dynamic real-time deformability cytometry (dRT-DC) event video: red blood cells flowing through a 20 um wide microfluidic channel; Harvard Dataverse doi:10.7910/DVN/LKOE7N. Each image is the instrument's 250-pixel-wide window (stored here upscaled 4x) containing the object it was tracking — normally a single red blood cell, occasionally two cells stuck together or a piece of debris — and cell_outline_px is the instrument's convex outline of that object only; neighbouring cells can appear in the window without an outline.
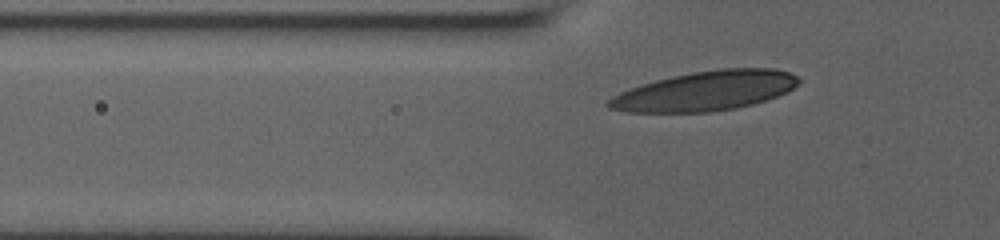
{"species": "human", "species_latin": "Homo sapiens", "temperature_condition": "room temperature", "stored_images_in_passage": 34, "camera_frame_rate_fps": 3000, "um_per_image_px": 0.085, "donor": {"sex": "male"}, "frame": {"image": 1, "passage_image": 5, "time_ms": 1.333, "image_size_px": [1000, 240], "cell_outline_px": [[800, 80], [788, 92], [752, 104], [736, 108], [708, 112], [628, 112], [608, 108], [604, 104], [612, 96], [628, 88], [640, 84], [672, 76], [692, 72], [720, 68], [776, 68], [788, 72], [796, 76]], "centroid_in_image_um": [59.91, 7.72], "position_along_channel_um": 65.9, "area_um2": 43.81}}
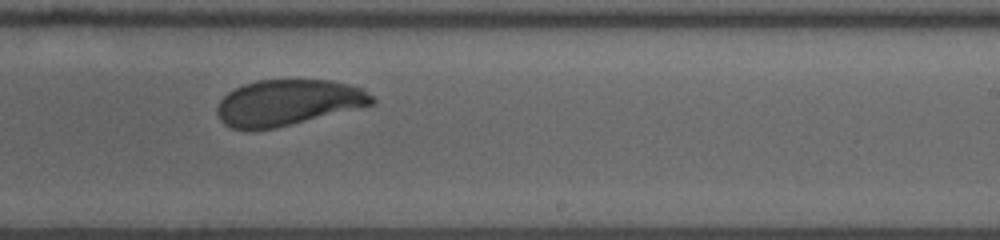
{"frame": {"image": 2, "passage_image": 22, "time_ms": 7.0, "image_size_px": [1000, 240], "cell_outline_px": [[376, 100], [372, 104], [276, 128], [248, 132], [232, 128], [224, 124], [220, 120], [216, 112], [216, 108], [220, 100], [228, 92], [244, 84], [256, 80], [332, 80], [364, 88]], "centroid_in_image_um": [24.42, 8.73], "position_along_channel_um": 264.6, "area_um2": 41.56}}
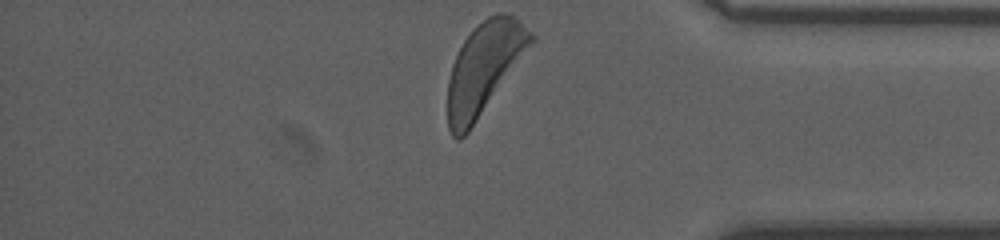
{"frame": {"image": 3, "passage_image": 34, "time_ms": 11.0, "image_size_px": [1000, 240], "cell_outline_px": [[536, 40], [468, 132], [460, 140], [456, 140], [452, 136], [448, 128], [448, 80], [452, 64], [464, 40], [488, 16], [496, 12], [504, 12], [520, 20], [536, 36]], "centroid_in_image_um": [41.17, 5.8], "position_along_channel_um": 394.0, "area_um2": 43.93}, "authors_computed_cell_mechanics": {"area_um2": 42.7431, "velocity_mm_per_s": 3.6142, "shape_relaxation_time_tau1_ms": 3.319, "shape_relaxation_time_tau2_ms": 9.2592, "deformation_change_tau1": 0.1385, "deformation_change_tau2": 0.1783}}